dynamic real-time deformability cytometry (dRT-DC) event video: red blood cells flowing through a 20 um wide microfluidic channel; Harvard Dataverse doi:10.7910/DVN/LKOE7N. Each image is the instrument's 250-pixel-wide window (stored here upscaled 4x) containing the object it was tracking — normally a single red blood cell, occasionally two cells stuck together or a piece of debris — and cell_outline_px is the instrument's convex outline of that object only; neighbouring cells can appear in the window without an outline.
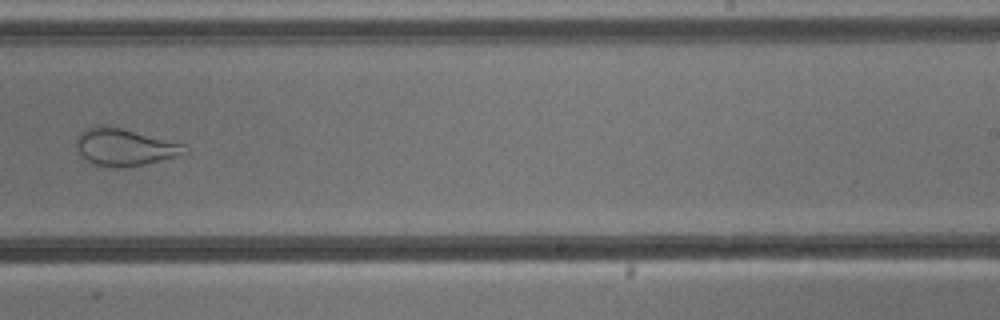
{"species": "common noctule bat (a hibernating species)", "species_latin": "Nyctalus noctula", "temperature_condition": "cold", "stored_images_in_passage": 9, "camera_frame_rate_fps": 3000, "um_per_image_px": 0.085, "animal": {"sex": "male", "body_mass_g": 13.3}, "frame": {"image": 1, "passage_image": 8, "time_ms": 8.0, "image_size_px": [1000, 320], "cell_outline_px": [[188, 152], [176, 156], [144, 164], [124, 168], [120, 168], [92, 164], [76, 148], [76, 136], [80, 132], [88, 128], [100, 124], [124, 128], [184, 144]], "centroid_in_image_um": [10.57, 12.49], "position_along_channel_um": 278.4, "area_um2": 23.41}}